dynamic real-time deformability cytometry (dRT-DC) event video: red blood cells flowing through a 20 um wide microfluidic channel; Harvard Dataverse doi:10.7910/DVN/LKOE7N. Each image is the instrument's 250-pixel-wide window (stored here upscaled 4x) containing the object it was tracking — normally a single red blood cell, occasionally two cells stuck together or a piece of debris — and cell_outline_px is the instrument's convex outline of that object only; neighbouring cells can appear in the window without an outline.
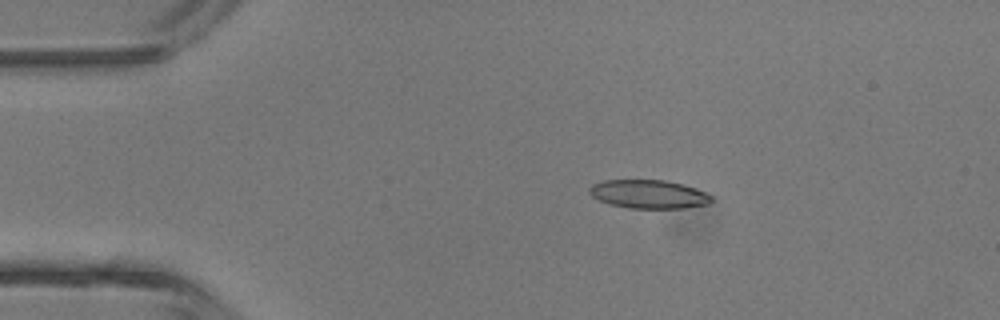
{"species": "common noctule bat (a hibernating species)", "species_latin": "Nyctalus noctula", "temperature_condition": "room temperature", "stored_images_in_passage": 2, "camera_frame_rate_fps": 3000, "um_per_image_px": 0.085, "animal": {"sex": "male", "body_mass_g": 13.3}, "frame": {"image": 1, "passage_image": 1, "time_ms": 0.0, "image_size_px": [1000, 320], "cell_outline_px": [[712, 200], [708, 204], [684, 208], [628, 208], [608, 204], [592, 196], [588, 192], [588, 188], [592, 184], [604, 180], [664, 180], [684, 184], [696, 188], [712, 196]], "centroid_in_image_um": [55.12, 16.5], "position_along_channel_um": 29.9, "area_um2": 20.4}}